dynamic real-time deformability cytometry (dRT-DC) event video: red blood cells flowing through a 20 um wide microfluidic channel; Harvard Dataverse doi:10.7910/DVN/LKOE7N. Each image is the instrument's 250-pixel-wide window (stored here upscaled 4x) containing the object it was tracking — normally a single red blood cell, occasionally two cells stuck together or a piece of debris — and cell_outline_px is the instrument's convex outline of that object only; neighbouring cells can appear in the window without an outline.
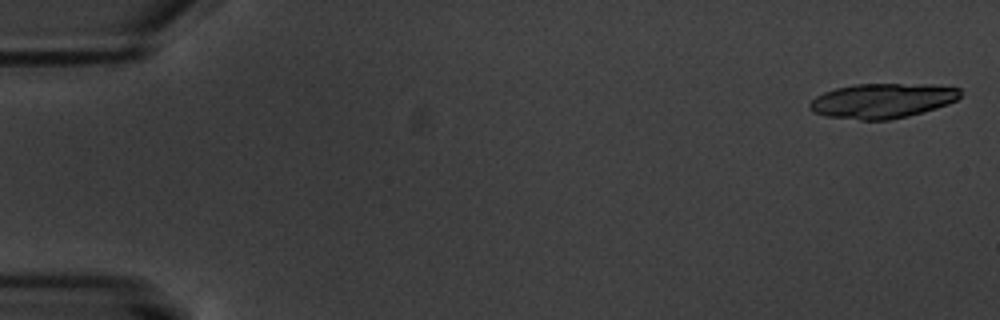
{"species": "common noctule bat (a hibernating species)", "species_latin": "Nyctalus noctula", "temperature_condition": "warm", "stored_images_in_passage": 7, "camera_frame_rate_fps": 3000, "um_per_image_px": 0.085, "animal": {"sex": "male", "body_mass_g": 20.1, "forearm_length_mm": 53.5}, "frame": {"image": 1, "passage_image": 1, "time_ms": 0.0, "image_size_px": [1000, 320], "cell_outline_px": [[960, 96], [956, 100], [948, 104], [936, 108], [908, 116], [888, 120], [860, 120], [824, 116], [812, 112], [808, 108], [808, 104], [816, 96], [824, 92], [836, 88], [852, 84], [932, 84], [960, 88]], "centroid_in_image_um": [74.97, 8.56], "position_along_channel_um": 10.0, "area_um2": 30.75}}
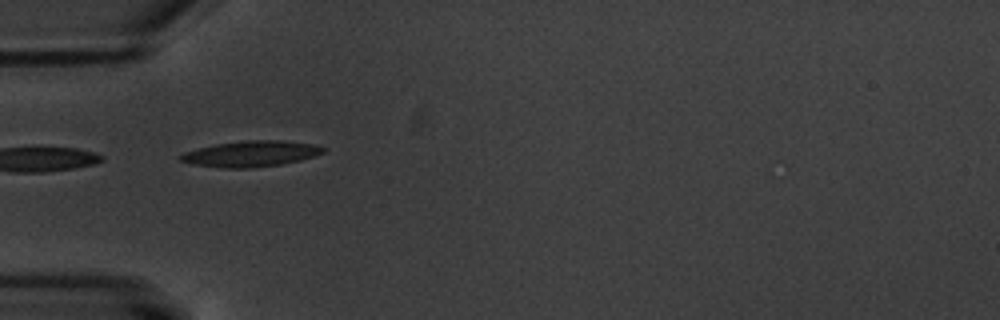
{"frame": {"image": 2, "passage_image": 6, "time_ms": 6.0, "image_size_px": [1000, 320], "cell_outline_px": [[328, 148], [324, 152], [316, 156], [300, 160], [280, 164], [252, 168], [224, 168], [192, 164], [180, 160], [180, 156], [184, 152], [216, 144], [248, 140], [280, 140], [312, 144]], "centroid_in_image_um": [21.37, 13.07], "position_along_channel_um": 63.6, "area_um2": 21.33}}